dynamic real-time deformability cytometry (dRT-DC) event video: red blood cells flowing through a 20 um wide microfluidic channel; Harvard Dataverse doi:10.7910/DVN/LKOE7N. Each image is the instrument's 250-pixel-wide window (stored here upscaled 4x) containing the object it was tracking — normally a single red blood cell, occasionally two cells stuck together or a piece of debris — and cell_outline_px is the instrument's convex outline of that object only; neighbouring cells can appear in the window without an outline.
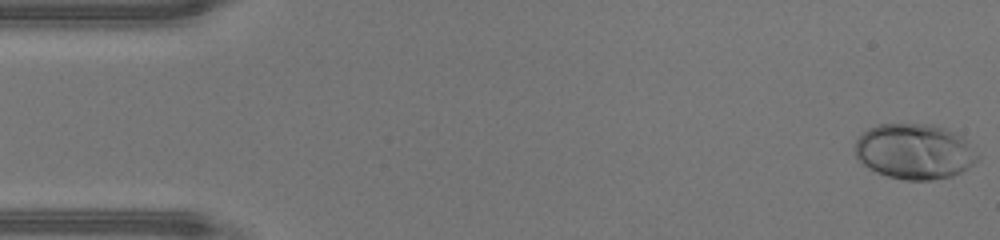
{"species": "human", "species_latin": "Homo sapiens", "temperature_condition": "warm", "stored_images_in_passage": 46, "camera_frame_rate_fps": 3000, "um_per_image_px": 0.085, "donor": {"sex": "male"}, "frame": {"image": 1, "passage_image": 1, "time_ms": 0.0, "image_size_px": [1000, 240], "cell_outline_px": [[980, 156], [968, 168], [952, 176], [932, 180], [908, 180], [888, 176], [876, 172], [864, 164], [856, 156], [856, 140], [868, 128], [880, 124], [932, 124], [956, 132]], "centroid_in_image_um": [77.73, 12.87], "position_along_channel_um": 7.3, "area_um2": 39.19}}
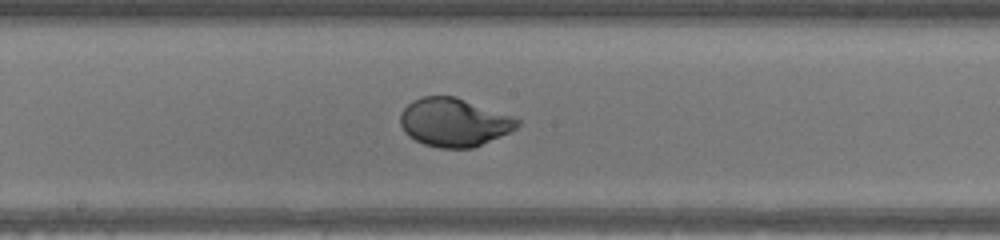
{"frame": {"image": 2, "passage_image": 24, "time_ms": 7.667, "image_size_px": [1000, 240], "cell_outline_px": [[520, 124], [516, 128], [508, 132], [472, 148], [440, 148], [424, 144], [408, 136], [404, 132], [400, 124], [400, 112], [412, 100], [424, 96], [456, 96], [512, 116], [520, 120]], "centroid_in_image_um": [38.55, 10.39], "position_along_channel_um": 209.6, "area_um2": 32.83}}
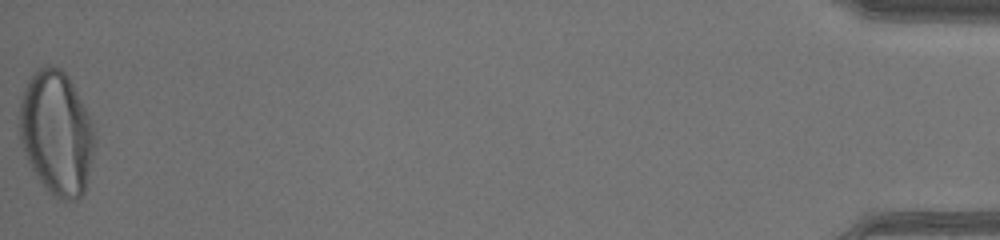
{"frame": {"image": 3, "passage_image": 46, "time_ms": 15.0, "image_size_px": [1000, 240], "cell_outline_px": [[96, 144], [88, 180], [84, 192], [76, 200], [56, 200], [44, 188], [36, 176], [20, 144], [20, 104], [24, 88], [28, 80], [36, 68], [44, 64], [52, 64], [60, 68], [64, 72], [72, 84], [84, 104], [92, 124], [96, 136]], "centroid_in_image_um": [4.82, 11.32], "position_along_channel_um": 430.4, "area_um2": 54.97}, "authors_computed_cell_mechanics": {"area_um2": 34.5644, "velocity_mm_per_s": 4.5085, "shape_relaxation_time_tau1_ms": 3.2179, "shape_relaxation_time_tau2_ms": null, "deformation_change_tau1": 0.1939, "deformation_change_tau2": null}}